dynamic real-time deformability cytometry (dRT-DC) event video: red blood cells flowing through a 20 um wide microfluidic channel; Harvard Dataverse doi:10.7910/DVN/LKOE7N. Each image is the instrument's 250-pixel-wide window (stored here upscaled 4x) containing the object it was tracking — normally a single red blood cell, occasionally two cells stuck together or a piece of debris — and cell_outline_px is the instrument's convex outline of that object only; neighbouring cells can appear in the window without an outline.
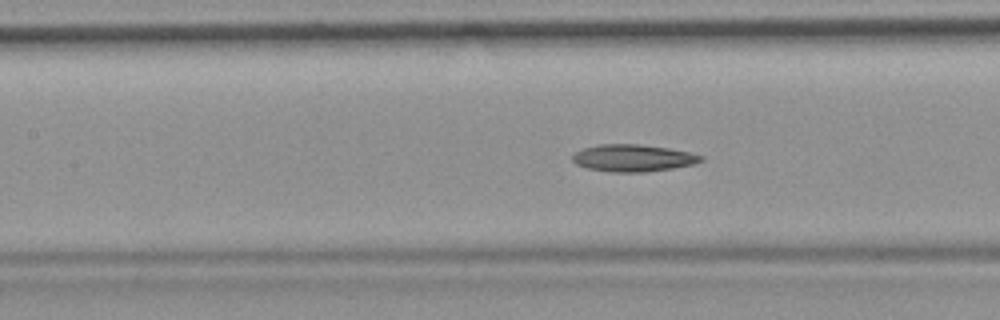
{"species": "common noctule bat (a hibernating species)", "species_latin": "Nyctalus noctula", "temperature_condition": "room temperature", "stored_images_in_passage": 55, "camera_frame_rate_fps": 3000, "um_per_image_px": 0.085, "animal": {"sex": "female", "body_mass_g": 19.9}, "frame": {"image": 1, "passage_image": 24, "time_ms": 7.667, "image_size_px": [1000, 320], "cell_outline_px": [[704, 160], [696, 164], [672, 168], [644, 172], [612, 172], [588, 168], [576, 164], [572, 160], [572, 152], [584, 148], [600, 144], [640, 144], [668, 148], [688, 152], [704, 156]], "centroid_in_image_um": [53.81, 13.43], "position_along_channel_um": 153.6, "area_um2": 20.35}, "authors_computed_cell_mechanics": {"area_um2": 20.4612, "velocity_mm_per_s": 3.7228, "shape_relaxation_time_tau1_ms": null, "shape_relaxation_time_tau2_ms": 4.8142, "deformation_change_tau1": null, "deformation_change_tau2": 0.1331}}